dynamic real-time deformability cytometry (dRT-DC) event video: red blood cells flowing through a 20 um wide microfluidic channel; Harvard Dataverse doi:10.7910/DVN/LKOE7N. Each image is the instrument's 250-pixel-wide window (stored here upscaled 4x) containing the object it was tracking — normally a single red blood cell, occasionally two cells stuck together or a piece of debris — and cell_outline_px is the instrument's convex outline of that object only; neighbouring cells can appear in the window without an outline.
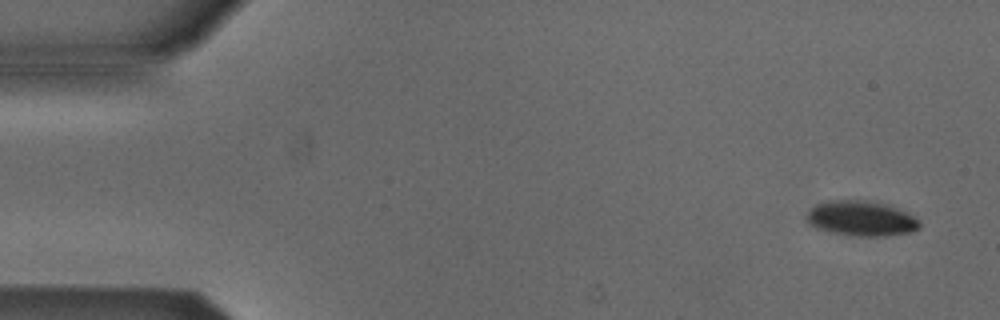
{"species": "Egyptian fruit bat (a non-hibernating species)", "species_latin": "Rousettus aegyptiacus", "temperature_condition": "cold", "stored_images_in_passage": 7, "camera_frame_rate_fps": 3000, "um_per_image_px": 0.085, "animal": {"sex": "male"}, "frame": {"image": 1, "passage_image": 1, "time_ms": 0.0, "image_size_px": [1000, 320], "cell_outline_px": [[920, 228], [912, 232], [884, 236], [852, 236], [832, 232], [816, 228], [808, 224], [808, 212], [816, 204], [828, 200], [864, 200], [884, 204], [896, 208], [912, 216], [920, 224]], "centroid_in_image_um": [73.18, 18.58], "position_along_channel_um": 11.8, "area_um2": 22.83}}
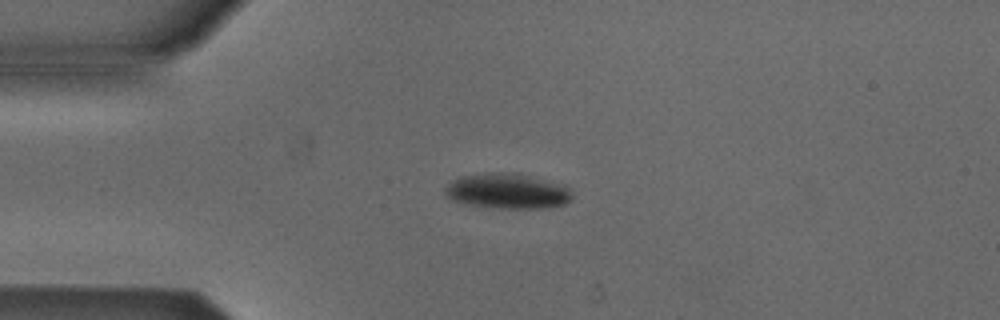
{"frame": {"image": 2, "passage_image": 4, "time_ms": 3.333, "image_size_px": [1000, 320], "cell_outline_px": [[572, 200], [564, 204], [544, 208], [492, 208], [464, 204], [452, 200], [444, 192], [444, 188], [452, 180], [460, 176], [496, 172], [500, 172], [528, 176], [568, 188], [572, 196]], "centroid_in_image_um": [43.04, 16.27], "position_along_channel_um": 42.0, "area_um2": 25.61}}
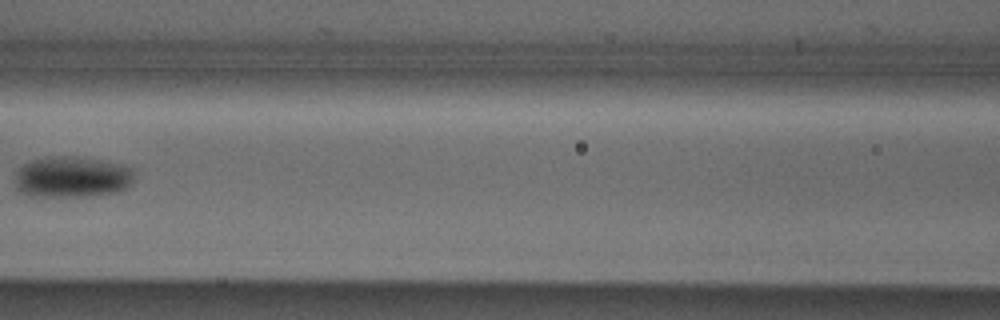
{"frame": {"image": 3, "passage_image": 7, "time_ms": 7.0, "image_size_px": [1000, 320], "cell_outline_px": [[132, 184], [128, 188], [116, 192], [88, 196], [28, 196], [16, 192], [16, 172], [24, 164], [32, 160], [52, 156], [68, 156], [100, 160], [120, 164], [132, 168]], "centroid_in_image_um": [6.09, 15.06], "position_along_channel_um": 160.5, "area_um2": 28.61}}